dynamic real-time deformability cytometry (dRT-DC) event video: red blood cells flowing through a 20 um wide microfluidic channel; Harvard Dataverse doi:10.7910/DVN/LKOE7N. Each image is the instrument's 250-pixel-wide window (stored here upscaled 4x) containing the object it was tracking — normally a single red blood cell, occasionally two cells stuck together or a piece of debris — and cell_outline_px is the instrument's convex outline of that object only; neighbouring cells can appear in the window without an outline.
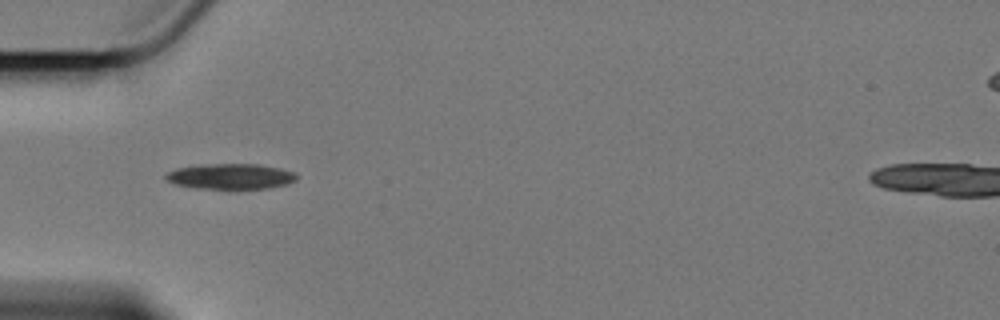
{"species": "Egyptian fruit bat (a non-hibernating species)", "species_latin": "Rousettus aegyptiacus", "temperature_condition": "cold", "stored_images_in_passage": 32, "camera_frame_rate_fps": 3000, "um_per_image_px": 0.085, "animal": {"sex": "female"}, "frame": {"image": 1, "passage_image": 1, "time_ms": 0.0, "image_size_px": [1000, 320], "cell_outline_px": [[296, 180], [284, 184], [268, 188], [192, 188], [172, 184], [164, 180], [164, 176], [168, 172], [176, 168], [196, 164], [260, 164], [280, 168], [296, 172]], "centroid_in_image_um": [19.52, 14.98], "position_along_channel_um": 65.5, "area_um2": 19.59}}
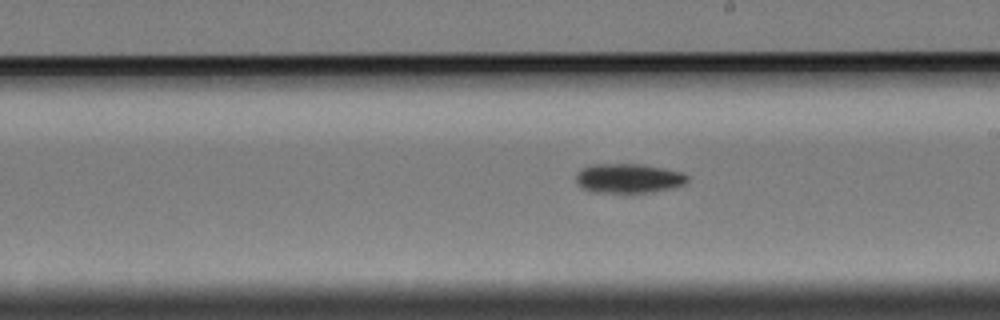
{"frame": {"image": 2, "passage_image": 16, "time_ms": 5.0, "image_size_px": [1000, 320], "cell_outline_px": [[688, 184], [676, 188], [652, 192], [624, 196], [592, 192], [580, 188], [576, 184], [576, 172], [580, 168], [592, 164], [640, 164], [664, 168], [684, 172], [688, 176]], "centroid_in_image_um": [53.42, 15.21], "position_along_channel_um": 235.6, "area_um2": 20.46}}
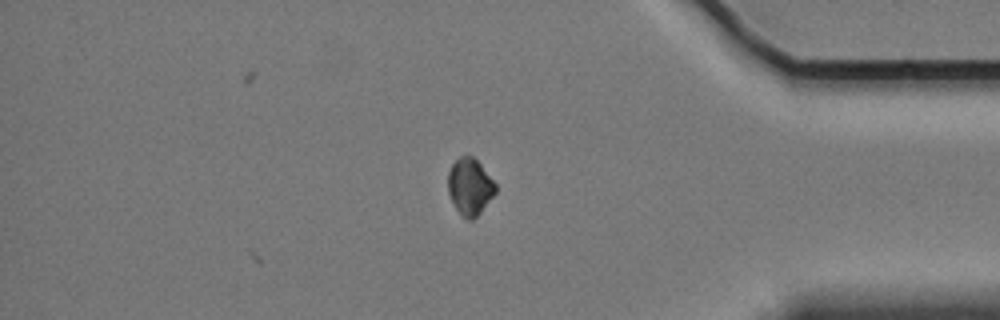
{"frame": {"image": 3, "passage_image": 32, "time_ms": 10.333, "image_size_px": [1000, 320], "cell_outline_px": [[496, 192], [480, 212], [472, 220], [468, 220], [460, 216], [448, 192], [448, 172], [452, 164], [460, 156], [472, 156], [480, 164], [496, 184]], "centroid_in_image_um": [39.93, 15.88], "position_along_channel_um": 395.3, "area_um2": 15.49}, "authors_computed_cell_mechanics": {"area_um2": 18.9873, "velocity_mm_per_s": 3.4242, "shape_relaxation_time_tau1_ms": 3.184, "shape_relaxation_time_tau2_ms": null, "deformation_change_tau1": 0.106, "deformation_change_tau2": null}}